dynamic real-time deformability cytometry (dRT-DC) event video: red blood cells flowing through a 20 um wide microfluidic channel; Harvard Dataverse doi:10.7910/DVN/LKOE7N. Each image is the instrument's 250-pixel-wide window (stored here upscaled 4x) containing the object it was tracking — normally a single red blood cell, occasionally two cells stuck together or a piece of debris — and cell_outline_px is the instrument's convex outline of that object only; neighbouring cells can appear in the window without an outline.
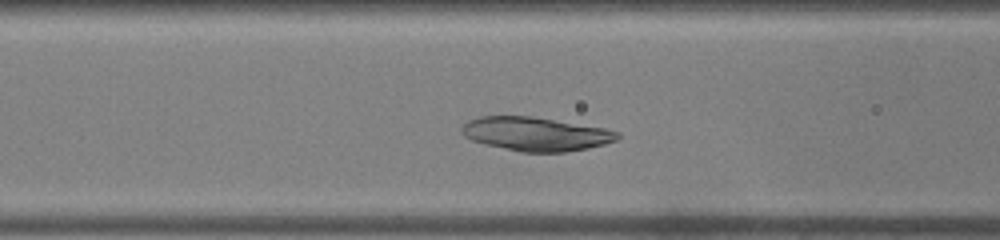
{"species": "common noctule bat (a hibernating species)", "species_latin": "Nyctalus noctula", "temperature_condition": "warm", "stored_images_in_passage": 35, "camera_frame_rate_fps": 3000, "um_per_image_px": 0.085, "animal": {"sex": "male", "body_mass_g": 19.0, "forearm_length_mm": 50.8}, "frame": {"image": 1, "passage_image": 7, "time_ms": 2.0, "image_size_px": [1000, 240], "cell_outline_px": [[620, 136], [616, 140], [604, 144], [588, 148], [564, 152], [520, 152], [484, 144], [472, 140], [464, 136], [460, 132], [460, 128], [468, 120], [480, 116], [528, 116], [604, 128], [620, 132]], "centroid_in_image_um": [45.5, 11.39], "position_along_channel_um": 121.1, "area_um2": 30.52}}
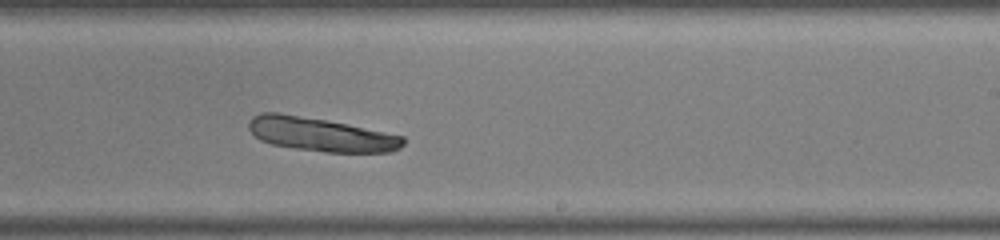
{"frame": {"image": 2, "passage_image": 17, "time_ms": 5.333, "image_size_px": [1000, 240], "cell_outline_px": [[404, 144], [400, 148], [392, 152], [328, 152], [292, 148], [272, 144], [260, 140], [248, 128], [248, 120], [252, 116], [260, 112], [280, 112], [328, 120], [348, 124], [404, 136]], "centroid_in_image_um": [27.24, 11.41], "position_along_channel_um": 261.8, "area_um2": 30.58}}
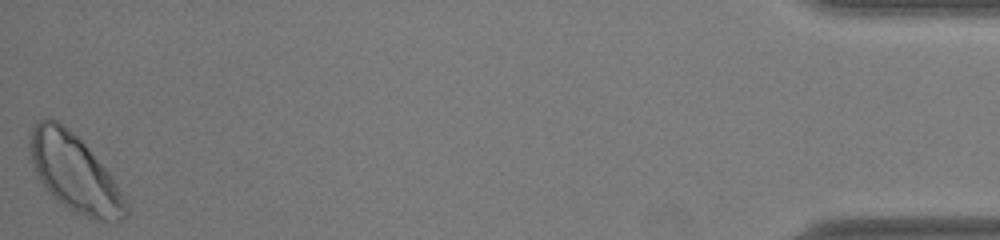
{"frame": {"image": 3, "passage_image": 35, "time_ms": 11.333, "image_size_px": [1000, 240], "cell_outline_px": [[128, 216], [116, 224], [112, 224], [76, 212], [68, 208], [40, 180], [36, 172], [32, 160], [32, 132], [36, 124], [40, 120], [48, 116], [64, 124], [88, 148], [108, 172], [116, 184], [128, 208]], "centroid_in_image_um": [6.39, 14.72], "position_along_channel_um": 428.8, "area_um2": 41.62}}